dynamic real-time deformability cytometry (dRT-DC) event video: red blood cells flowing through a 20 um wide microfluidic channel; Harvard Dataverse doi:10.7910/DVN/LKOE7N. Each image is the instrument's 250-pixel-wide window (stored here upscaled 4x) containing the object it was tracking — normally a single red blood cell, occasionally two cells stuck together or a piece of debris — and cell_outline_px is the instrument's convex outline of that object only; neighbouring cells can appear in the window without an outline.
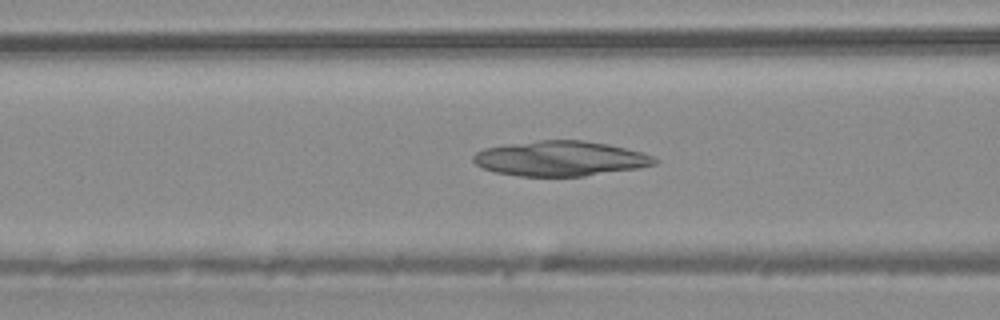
{"species": "common noctule bat (a hibernating species)", "species_latin": "Nyctalus noctula", "temperature_condition": "warm", "stored_images_in_passage": 33, "camera_frame_rate_fps": 3000, "um_per_image_px": 0.085, "animal": {"sex": "male", "body_mass_g": 20.4}, "frame": {"image": 1, "passage_image": 8, "time_ms": 2.333, "image_size_px": [1000, 320], "cell_outline_px": [[660, 160], [656, 164], [636, 168], [584, 176], [520, 176], [496, 172], [484, 168], [476, 164], [472, 160], [472, 156], [476, 152], [484, 148], [540, 140], [584, 140], [608, 144], [644, 152]], "centroid_in_image_um": [47.65, 13.47], "position_along_channel_um": 118.9, "area_um2": 36.82}}
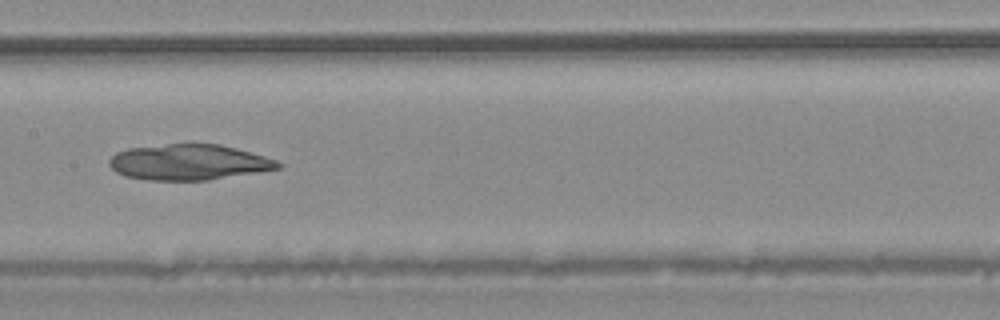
{"frame": {"image": 2, "passage_image": 13, "time_ms": 4.0, "image_size_px": [1000, 320], "cell_outline_px": [[284, 164], [280, 168], [208, 180], [148, 180], [124, 176], [116, 172], [108, 164], [108, 160], [116, 152], [128, 148], [168, 144], [220, 144], [236, 148], [264, 156], [276, 160]], "centroid_in_image_um": [16.02, 13.79], "position_along_channel_um": 191.4, "area_um2": 34.97}}
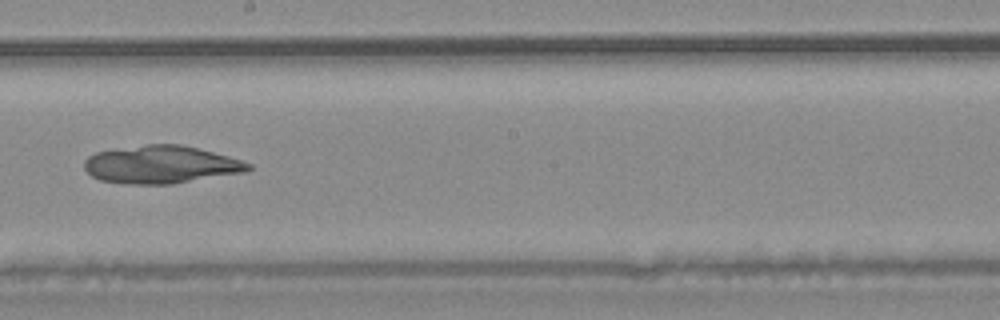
{"frame": {"image": 3, "passage_image": 16, "time_ms": 5.0, "image_size_px": [1000, 320], "cell_outline_px": [[252, 168], [244, 172], [172, 184], [128, 184], [100, 180], [92, 176], [84, 168], [84, 160], [88, 156], [96, 152], [148, 144], [180, 144], [228, 156], [252, 164]], "centroid_in_image_um": [13.67, 13.99], "position_along_channel_um": 234.5, "area_um2": 35.84}}